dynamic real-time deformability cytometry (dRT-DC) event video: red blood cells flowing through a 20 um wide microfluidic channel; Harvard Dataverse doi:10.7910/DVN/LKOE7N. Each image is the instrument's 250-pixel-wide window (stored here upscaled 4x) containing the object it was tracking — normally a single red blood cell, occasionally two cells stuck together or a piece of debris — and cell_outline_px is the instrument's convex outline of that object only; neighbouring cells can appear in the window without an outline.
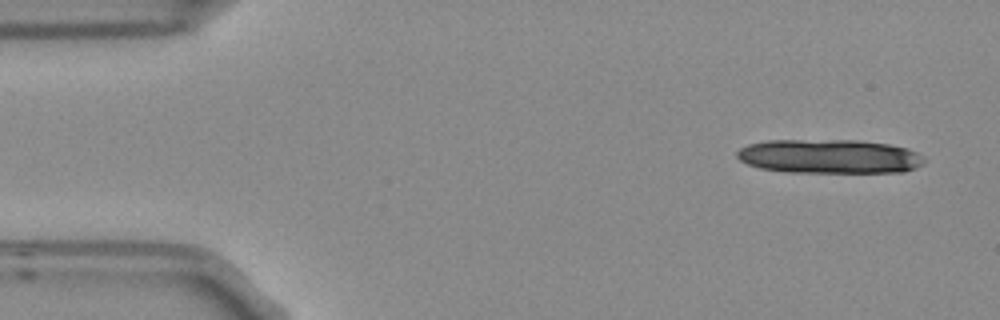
{"species": "Egyptian fruit bat (a non-hibernating species)", "species_latin": "Rousettus aegyptiacus", "temperature_condition": "room temperature", "stored_images_in_passage": 6, "camera_frame_rate_fps": 3000, "um_per_image_px": 0.085, "frame": {"image": 1, "passage_image": 1, "time_ms": 0.0, "image_size_px": [1000, 320], "cell_outline_px": [[924, 164], [916, 168], [904, 172], [788, 172], [760, 168], [748, 164], [740, 160], [736, 156], [736, 152], [740, 148], [748, 144], [768, 140], [860, 140], [888, 144], [908, 148], [924, 156]], "centroid_in_image_um": [70.51, 13.29], "position_along_channel_um": 14.5, "area_um2": 37.45}}
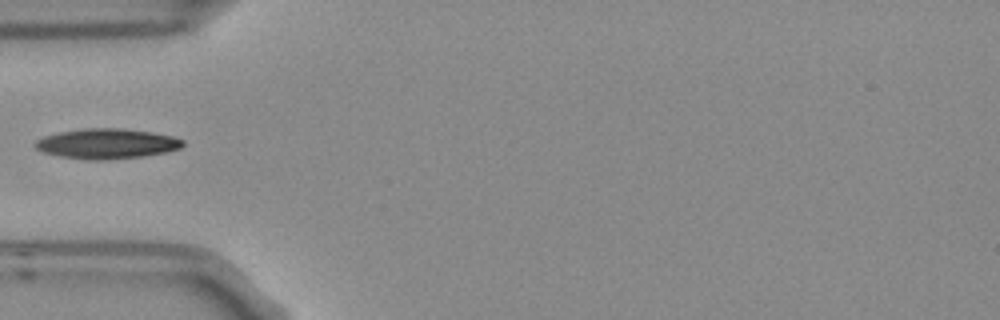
{"frame": {"image": 2, "passage_image": 5, "time_ms": 1.333, "image_size_px": [1000, 320], "cell_outline_px": [[184, 144], [180, 148], [164, 152], [144, 156], [104, 160], [88, 160], [60, 156], [44, 152], [36, 148], [36, 140], [44, 136], [60, 132], [84, 128], [120, 128], [152, 132], [172, 136], [184, 140]], "centroid_in_image_um": [9.09, 12.21], "position_along_channel_um": 75.9, "area_um2": 25.72}}